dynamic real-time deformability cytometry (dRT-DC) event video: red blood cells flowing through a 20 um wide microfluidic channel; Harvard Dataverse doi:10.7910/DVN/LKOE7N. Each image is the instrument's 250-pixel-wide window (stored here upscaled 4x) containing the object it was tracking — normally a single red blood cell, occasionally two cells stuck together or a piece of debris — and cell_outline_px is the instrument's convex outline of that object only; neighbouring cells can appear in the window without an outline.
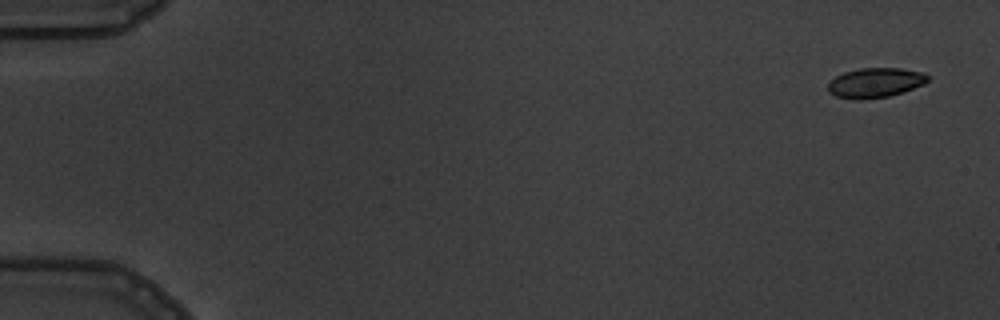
{"species": "common noctule bat (a hibernating species)", "species_latin": "Nyctalus noctula", "temperature_condition": "warm", "stored_images_in_passage": 5, "camera_frame_rate_fps": 3000, "um_per_image_px": 0.085, "animal": {"sex": "male", "body_mass_g": 19.5, "forearm_length_mm": 54.6}, "frame": {"image": 1, "passage_image": 1, "time_ms": 0.0, "image_size_px": [1000, 320], "cell_outline_px": [[928, 80], [924, 84], [888, 96], [860, 100], [856, 100], [836, 96], [828, 92], [828, 84], [836, 76], [844, 72], [860, 68], [900, 68], [924, 72], [928, 76]], "centroid_in_image_um": [74.38, 7.02], "position_along_channel_um": 10.6, "area_um2": 17.17}}
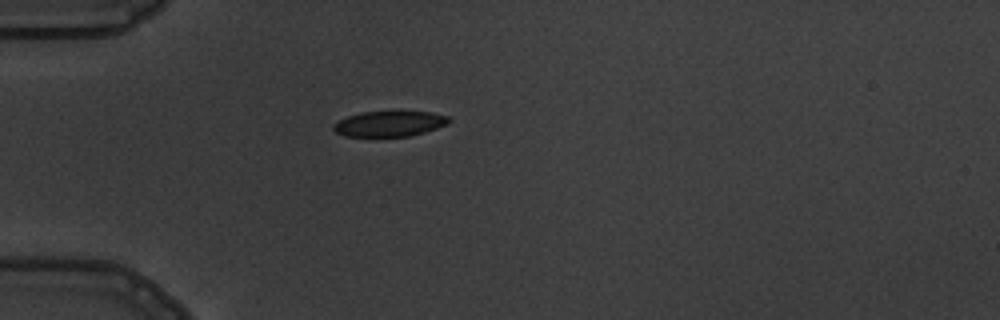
{"frame": {"image": 2, "passage_image": 5, "time_ms": 4.667, "image_size_px": [1000, 320], "cell_outline_px": [[452, 120], [448, 124], [424, 132], [408, 136], [344, 136], [336, 132], [332, 128], [332, 124], [348, 116], [360, 112], [432, 112], [448, 116]], "centroid_in_image_um": [33.11, 10.52], "position_along_channel_um": 51.9, "area_um2": 16.99}}